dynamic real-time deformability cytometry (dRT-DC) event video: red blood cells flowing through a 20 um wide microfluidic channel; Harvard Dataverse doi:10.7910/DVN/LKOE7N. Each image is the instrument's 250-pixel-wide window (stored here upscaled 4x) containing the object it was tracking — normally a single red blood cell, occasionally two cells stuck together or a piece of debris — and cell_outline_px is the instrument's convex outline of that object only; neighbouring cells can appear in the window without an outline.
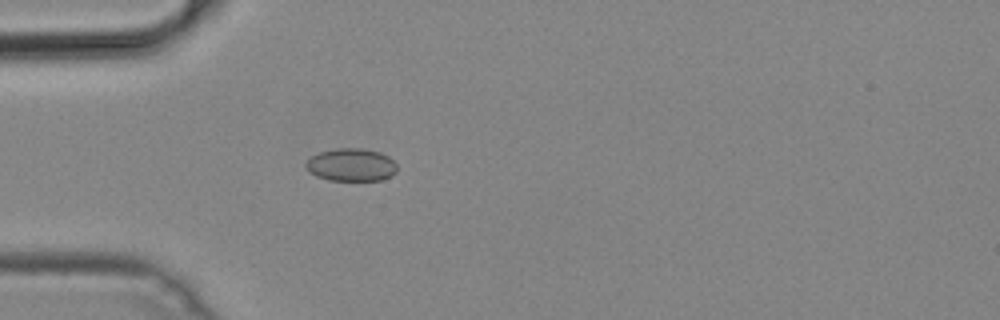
{"species": "common noctule bat (a hibernating species)", "species_latin": "Nyctalus noctula", "temperature_condition": "cold", "stored_images_in_passage": 52, "camera_frame_rate_fps": 3000, "um_per_image_px": 0.085, "animal": {"sex": "male", "body_mass_g": 19.2, "forearm_length_mm": 51.8}, "frame": {"image": 1, "passage_image": 16, "time_ms": 5.0, "image_size_px": [1000, 320], "cell_outline_px": [[396, 172], [392, 176], [380, 180], [328, 180], [316, 176], [304, 164], [312, 156], [320, 152], [336, 148], [360, 148], [380, 152], [388, 156], [396, 164]], "centroid_in_image_um": [29.88, 14.01], "position_along_channel_um": 55.1, "area_um2": 17.28}}
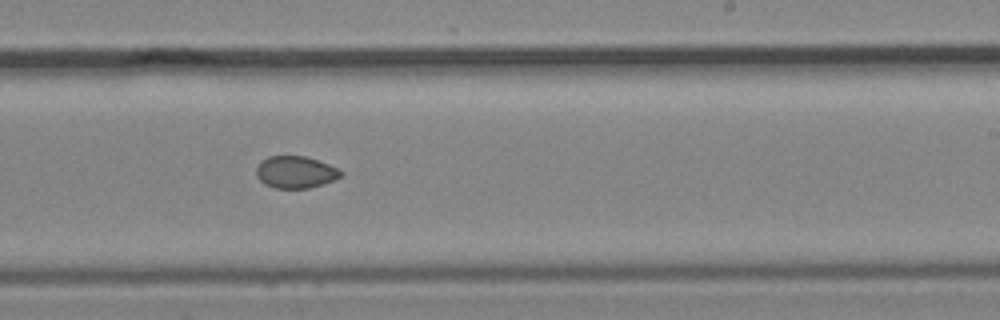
{"frame": {"image": 2, "passage_image": 32, "time_ms": 10.333, "image_size_px": [1000, 320], "cell_outline_px": [[344, 172], [340, 176], [324, 184], [308, 188], [276, 188], [264, 184], [256, 176], [256, 168], [260, 160], [268, 156], [304, 156], [328, 164]], "centroid_in_image_um": [25.07, 14.63], "position_along_channel_um": 263.9, "area_um2": 15.72}}
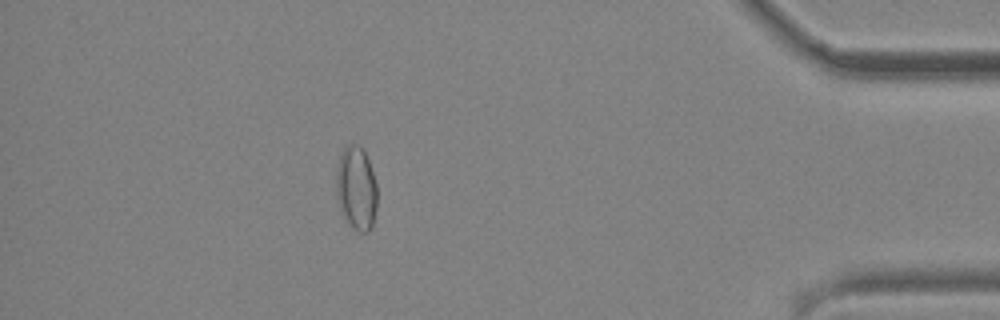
{"frame": {"image": 3, "passage_image": 46, "time_ms": 15.0, "image_size_px": [1000, 320], "cell_outline_px": [[376, 208], [372, 224], [368, 232], [360, 232], [352, 228], [344, 216], [340, 208], [336, 196], [336, 168], [340, 152], [348, 144], [360, 144], [364, 148], [376, 184]], "centroid_in_image_um": [30.26, 15.95], "position_along_channel_um": 404.9, "area_um2": 20.06}}